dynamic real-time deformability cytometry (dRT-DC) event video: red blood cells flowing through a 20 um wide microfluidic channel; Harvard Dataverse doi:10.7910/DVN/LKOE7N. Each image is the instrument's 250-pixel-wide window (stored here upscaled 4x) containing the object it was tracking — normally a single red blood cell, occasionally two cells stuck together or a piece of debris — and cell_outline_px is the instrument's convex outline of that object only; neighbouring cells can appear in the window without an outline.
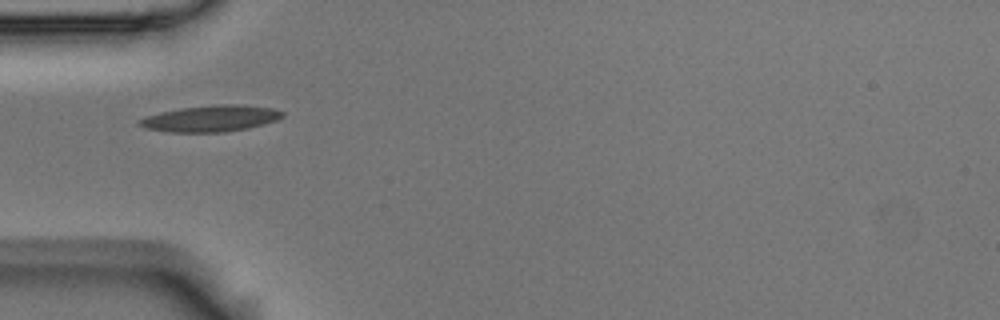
{"species": "Egyptian fruit bat (a non-hibernating species)", "species_latin": "Rousettus aegyptiacus", "temperature_condition": "room temperature", "stored_images_in_passage": 1, "camera_frame_rate_fps": 3000, "um_per_image_px": 0.085, "animal": {"sex": "male"}, "frame": {"image": 1, "passage_image": 1, "time_ms": 0.0, "image_size_px": [1000, 320], "cell_outline_px": [[284, 116], [276, 120], [248, 128], [224, 132], [168, 132], [148, 128], [140, 124], [136, 120], [160, 112], [180, 108], [216, 104], [236, 104], [272, 108], [284, 112]], "centroid_in_image_um": [17.93, 10.06], "position_along_channel_um": 67.1, "area_um2": 21.73}}